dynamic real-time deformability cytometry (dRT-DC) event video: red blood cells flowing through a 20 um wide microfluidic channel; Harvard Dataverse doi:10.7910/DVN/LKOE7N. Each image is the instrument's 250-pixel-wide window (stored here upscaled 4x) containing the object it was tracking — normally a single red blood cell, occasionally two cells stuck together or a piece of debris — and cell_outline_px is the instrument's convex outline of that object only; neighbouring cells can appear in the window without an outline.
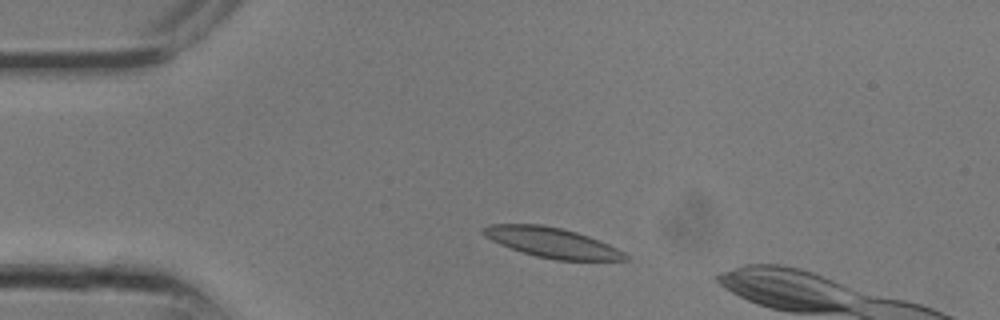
{"species": "common noctule bat (a hibernating species)", "species_latin": "Nyctalus noctula", "temperature_condition": "room temperature", "stored_images_in_passage": 4, "camera_frame_rate_fps": 3000, "um_per_image_px": 0.085, "animal": {"sex": "male", "body_mass_g": 13.3}, "frame": {"image": 1, "passage_image": 1, "time_ms": 0.0, "image_size_px": [1000, 320], "cell_outline_px": [[632, 260], [556, 260], [536, 256], [500, 244], [484, 236], [480, 232], [480, 228], [488, 224], [540, 224], [560, 228], [576, 232], [600, 240], [624, 252]], "centroid_in_image_um": [46.9, 20.61], "position_along_channel_um": 38.1, "area_um2": 24.74}}